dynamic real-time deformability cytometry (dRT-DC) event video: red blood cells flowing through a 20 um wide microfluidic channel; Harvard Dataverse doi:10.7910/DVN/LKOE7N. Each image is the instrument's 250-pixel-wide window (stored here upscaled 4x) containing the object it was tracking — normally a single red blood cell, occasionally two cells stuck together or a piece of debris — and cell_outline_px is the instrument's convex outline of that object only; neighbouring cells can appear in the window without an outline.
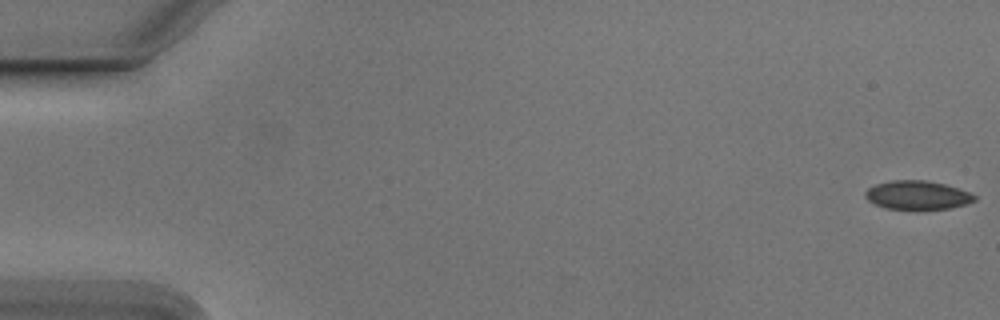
{"species": "Egyptian fruit bat (a non-hibernating species)", "species_latin": "Rousettus aegyptiacus", "temperature_condition": "cold", "stored_images_in_passage": 49, "camera_frame_rate_fps": 3000, "um_per_image_px": 0.085, "animal": {"sex": "male"}, "frame": {"image": 1, "passage_image": 1, "time_ms": 0.0, "image_size_px": [1000, 320], "cell_outline_px": [[976, 200], [964, 204], [948, 208], [884, 208], [872, 204], [864, 196], [864, 192], [868, 188], [876, 184], [892, 180], [924, 180], [944, 184], [968, 192], [976, 196]], "centroid_in_image_um": [77.91, 16.57], "position_along_channel_um": 7.1, "area_um2": 17.92}}
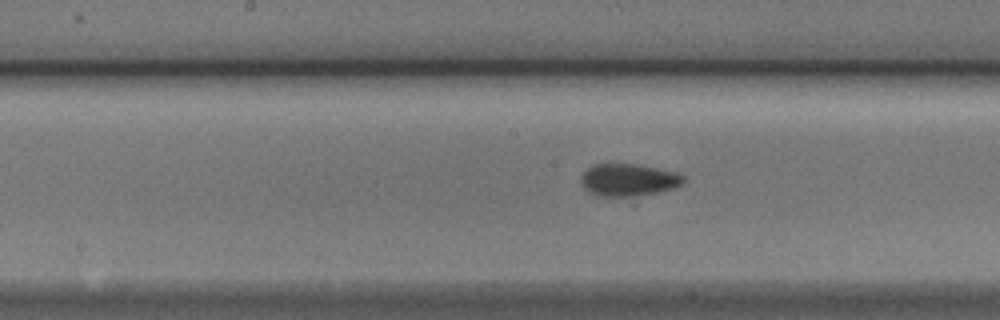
{"frame": {"image": 2, "passage_image": 28, "time_ms": 9.0, "image_size_px": [1000, 320], "cell_outline_px": [[684, 180], [680, 184], [672, 188], [660, 192], [628, 196], [596, 196], [588, 192], [584, 188], [580, 180], [580, 176], [588, 168], [596, 164], [636, 164], [676, 172], [684, 176]], "centroid_in_image_um": [53.37, 15.29], "position_along_channel_um": 194.8, "area_um2": 19.13}}
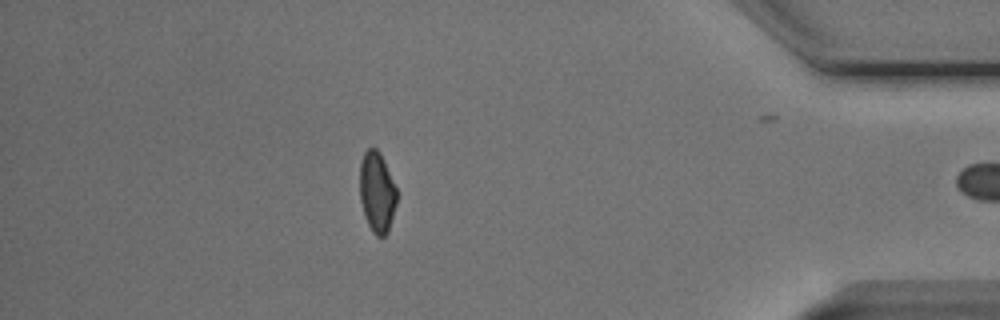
{"frame": {"image": 3, "passage_image": 48, "time_ms": 15.667, "image_size_px": [1000, 320], "cell_outline_px": [[396, 204], [388, 232], [384, 236], [376, 236], [372, 232], [368, 224], [360, 200], [360, 164], [364, 152], [368, 148], [376, 148], [380, 152], [396, 188]], "centroid_in_image_um": [32.04, 16.33], "position_along_channel_um": 403.2, "area_um2": 17.17}}